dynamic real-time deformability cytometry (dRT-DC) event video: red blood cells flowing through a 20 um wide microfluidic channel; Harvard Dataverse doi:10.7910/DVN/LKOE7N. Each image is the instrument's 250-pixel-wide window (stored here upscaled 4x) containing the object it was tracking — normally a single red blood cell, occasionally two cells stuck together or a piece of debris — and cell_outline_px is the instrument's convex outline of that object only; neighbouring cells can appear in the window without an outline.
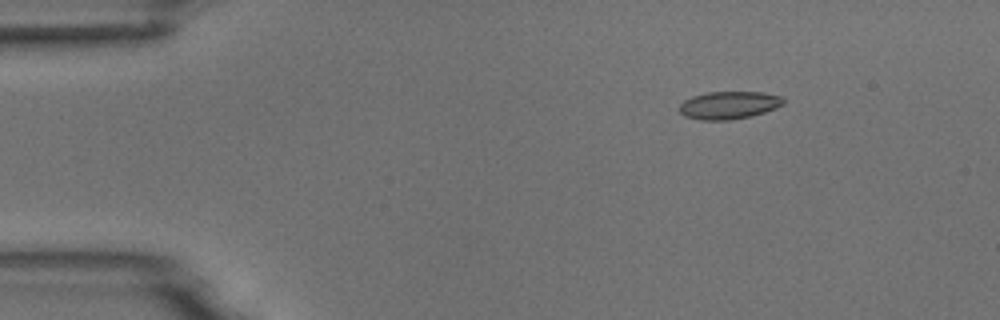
{"species": "common noctule bat (a hibernating species)", "species_latin": "Nyctalus noctula", "temperature_condition": "room temperature", "stored_images_in_passage": 6, "camera_frame_rate_fps": 3000, "um_per_image_px": 0.085, "animal": {"sex": "male", "body_mass_g": 18.8}, "frame": {"image": 1, "passage_image": 3, "time_ms": 0.667, "image_size_px": [1000, 320], "cell_outline_px": [[784, 104], [776, 108], [752, 116], [728, 120], [700, 120], [684, 116], [680, 112], [680, 104], [684, 100], [692, 96], [708, 92], [764, 92], [784, 96]], "centroid_in_image_um": [61.98, 8.93], "position_along_channel_um": 23.0, "area_um2": 16.94}}
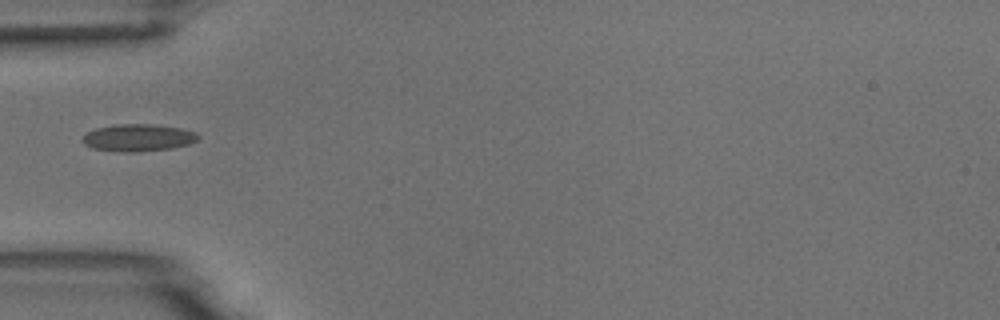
{"frame": {"image": 2, "passage_image": 6, "time_ms": 1.667, "image_size_px": [1000, 320], "cell_outline_px": [[200, 136], [196, 140], [188, 144], [172, 148], [136, 152], [128, 152], [92, 148], [84, 144], [84, 136], [88, 132], [96, 128], [116, 124], [152, 124], [180, 128], [196, 132]], "centroid_in_image_um": [11.77, 11.7], "position_along_channel_um": 73.2, "area_um2": 18.09}}